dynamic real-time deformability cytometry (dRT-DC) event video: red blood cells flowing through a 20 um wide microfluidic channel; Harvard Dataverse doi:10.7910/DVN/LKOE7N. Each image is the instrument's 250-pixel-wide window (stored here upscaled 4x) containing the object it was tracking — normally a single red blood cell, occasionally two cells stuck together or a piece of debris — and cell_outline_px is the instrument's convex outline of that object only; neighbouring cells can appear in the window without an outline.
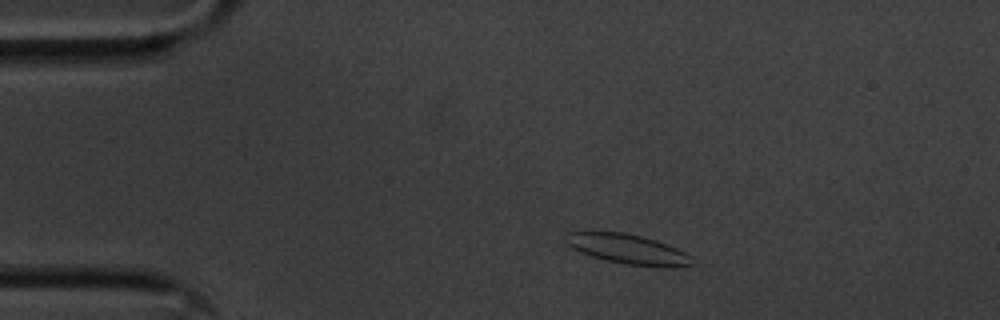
{"species": "common noctule bat (a hibernating species)", "species_latin": "Nyctalus noctula", "temperature_condition": "cold", "stored_images_in_passage": 5, "camera_frame_rate_fps": 3000, "um_per_image_px": 0.085, "animal": {"sex": "male", "body_mass_g": 20.1, "forearm_length_mm": 53.5}, "frame": {"image": 1, "passage_image": 1, "time_ms": 0.0, "image_size_px": [1000, 320], "cell_outline_px": [[692, 264], [672, 268], [664, 268], [624, 264], [604, 260], [580, 252], [572, 248], [564, 240], [564, 236], [568, 232], [624, 232], [656, 240], [668, 244], [692, 256]], "centroid_in_image_um": [53.37, 21.19], "position_along_channel_um": 31.6, "area_um2": 22.08}}
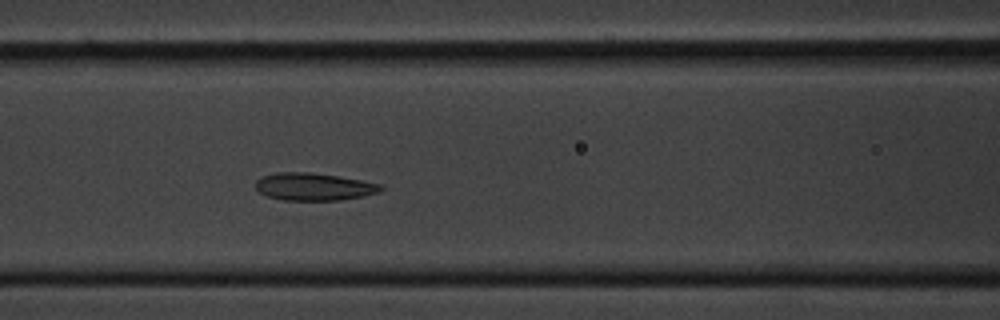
{"frame": {"image": 2, "passage_image": 5, "time_ms": 1.333, "image_size_px": [1000, 320], "cell_outline_px": [[384, 188], [380, 192], [364, 196], [340, 200], [284, 200], [264, 196], [256, 188], [256, 180], [264, 176], [276, 172], [308, 172], [340, 176], [380, 184]], "centroid_in_image_um": [26.67, 15.87], "position_along_channel_um": 139.9, "area_um2": 20.11}}